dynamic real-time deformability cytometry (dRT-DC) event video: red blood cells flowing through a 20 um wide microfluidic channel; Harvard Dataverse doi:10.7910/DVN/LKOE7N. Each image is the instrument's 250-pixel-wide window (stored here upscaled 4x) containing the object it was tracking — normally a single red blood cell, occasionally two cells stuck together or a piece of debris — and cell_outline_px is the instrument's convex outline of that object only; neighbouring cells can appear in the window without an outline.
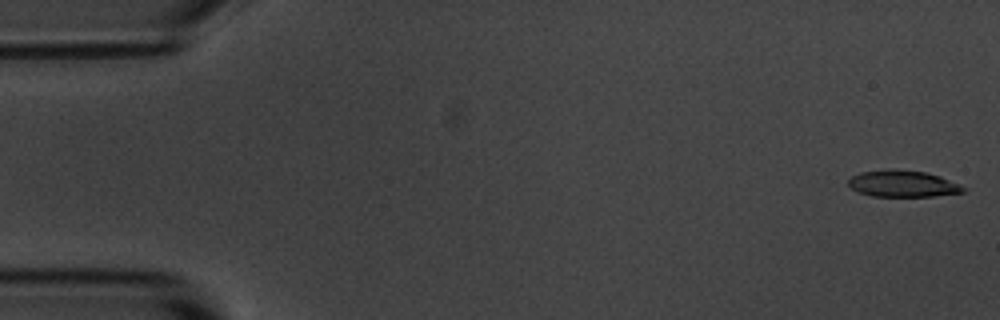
{"species": "common noctule bat (a hibernating species)", "species_latin": "Nyctalus noctula", "temperature_condition": "room temperature", "stored_images_in_passage": 27, "camera_frame_rate_fps": 3000, "um_per_image_px": 0.085, "animal": {"sex": "male", "body_mass_g": 20.1, "forearm_length_mm": 53.5}, "frame": {"image": 1, "passage_image": 1, "time_ms": 0.0, "image_size_px": [1000, 320], "cell_outline_px": [[968, 188], [964, 192], [932, 196], [872, 196], [856, 192], [848, 184], [848, 180], [852, 176], [860, 172], [924, 172], [940, 176], [960, 184]], "centroid_in_image_um": [76.78, 15.67], "position_along_channel_um": 8.2, "area_um2": 16.99}}
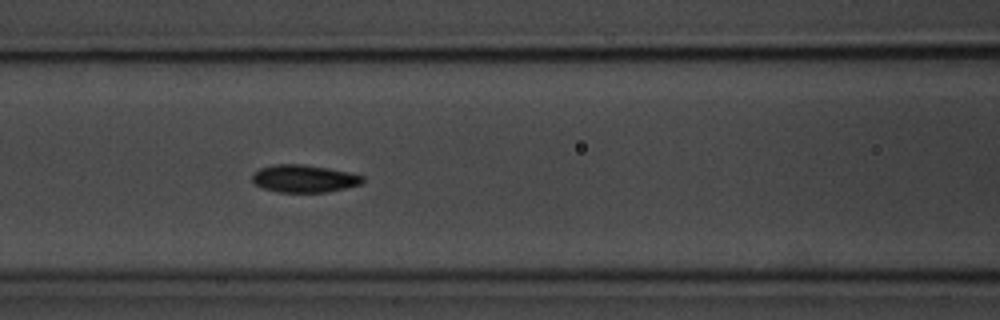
{"frame": {"image": 2, "passage_image": 14, "time_ms": 4.333, "image_size_px": [1000, 320], "cell_outline_px": [[364, 180], [360, 184], [328, 192], [276, 192], [264, 188], [256, 184], [252, 180], [252, 176], [260, 168], [272, 164], [300, 164], [328, 168], [348, 172], [364, 176]], "centroid_in_image_um": [25.84, 15.18], "position_along_channel_um": 140.8, "area_um2": 17.57}}
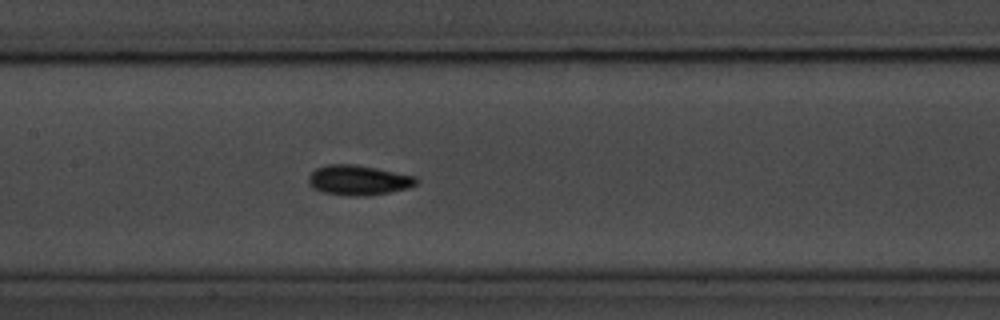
{"frame": {"image": 3, "passage_image": 17, "time_ms": 5.333, "image_size_px": [1000, 320], "cell_outline_px": [[420, 180], [416, 184], [408, 188], [388, 192], [364, 196], [348, 196], [324, 192], [312, 188], [308, 184], [308, 176], [316, 168], [328, 164], [352, 164], [376, 168], [416, 176]], "centroid_in_image_um": [30.45, 15.31], "position_along_channel_um": 176.9, "area_um2": 18.84}}